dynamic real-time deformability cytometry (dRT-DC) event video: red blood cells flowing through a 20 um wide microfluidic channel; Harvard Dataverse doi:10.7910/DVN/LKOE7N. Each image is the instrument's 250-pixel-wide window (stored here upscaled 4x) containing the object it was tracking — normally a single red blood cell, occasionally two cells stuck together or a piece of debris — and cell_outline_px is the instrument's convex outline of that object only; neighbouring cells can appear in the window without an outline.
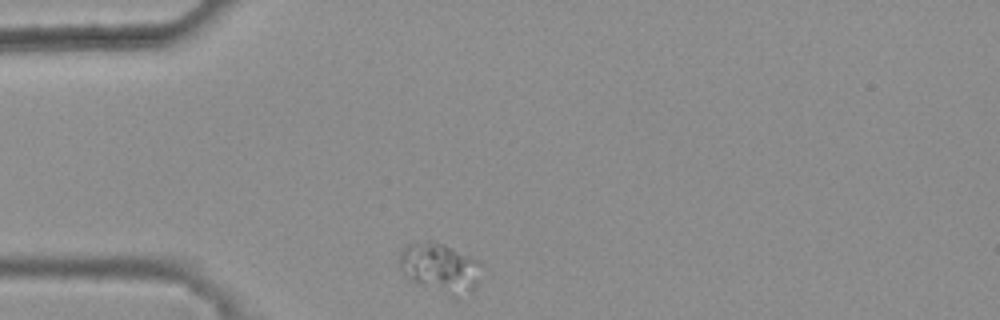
{"species": "common noctule bat (a hibernating species)", "species_latin": "Nyctalus noctula", "temperature_condition": "warm", "stored_images_in_passage": 32, "camera_frame_rate_fps": 3000, "um_per_image_px": 0.085, "animal": {"sex": "female", "body_mass_g": 25.1}, "frame": {"image": 1, "passage_image": 1, "time_ms": 0.0, "image_size_px": [1000, 320], "cell_outline_px": [[480, 264], [476, 288], [472, 292], [456, 296], [452, 296], [412, 280], [396, 268], [396, 264], [400, 252], [412, 240], [432, 240], [444, 244], [476, 260]], "centroid_in_image_um": [37.31, 22.71], "position_along_channel_um": 47.7, "area_um2": 23.52}}
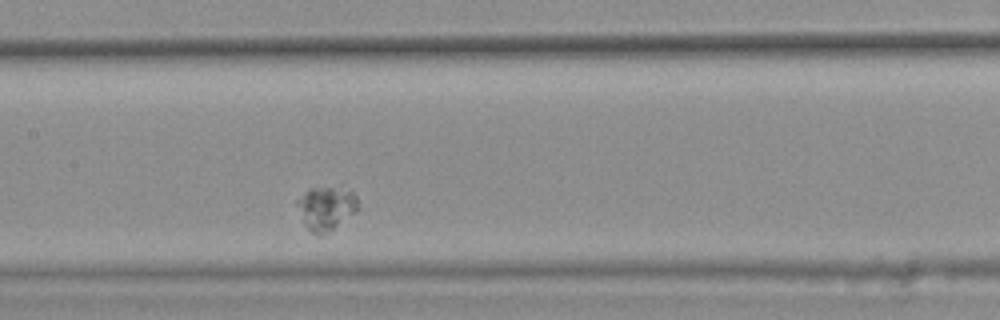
{"frame": {"image": 2, "passage_image": 14, "time_ms": 4.333, "image_size_px": [1000, 320], "cell_outline_px": [[360, 208], [356, 212], [324, 236], [316, 236], [304, 224], [296, 204], [296, 200], [312, 188], [340, 184], [352, 188], [356, 196]], "centroid_in_image_um": [27.79, 17.65], "position_along_channel_um": 179.6, "area_um2": 16.24}}
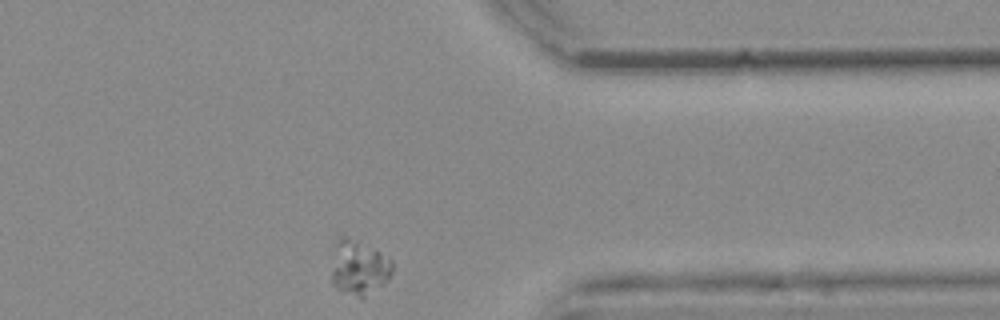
{"frame": {"image": 3, "passage_image": 32, "time_ms": 10.333, "image_size_px": [1000, 320], "cell_outline_px": [[392, 272], [388, 280], [384, 284], [364, 296], [360, 296], [336, 288], [332, 284], [332, 272], [336, 240], [344, 236], [348, 236], [388, 256], [392, 260]], "centroid_in_image_um": [30.53, 22.72], "position_along_channel_um": 380.9, "area_um2": 18.96}}